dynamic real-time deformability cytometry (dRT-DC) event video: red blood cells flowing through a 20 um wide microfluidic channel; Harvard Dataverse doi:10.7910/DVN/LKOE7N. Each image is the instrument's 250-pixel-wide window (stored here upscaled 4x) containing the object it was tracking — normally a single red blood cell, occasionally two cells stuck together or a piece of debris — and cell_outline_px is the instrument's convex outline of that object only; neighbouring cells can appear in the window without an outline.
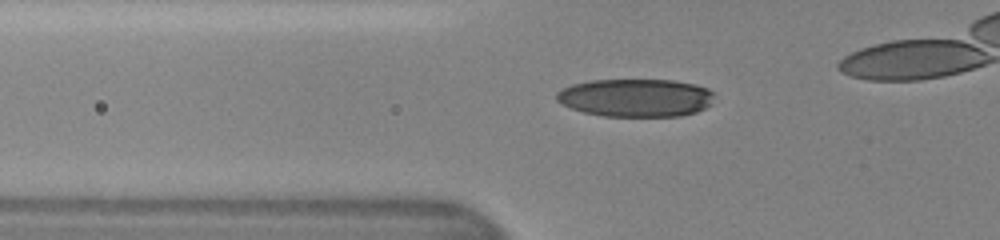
{"species": "human", "species_latin": "Homo sapiens", "temperature_condition": "cold", "stored_images_in_passage": 41, "camera_frame_rate_fps": 3000, "um_per_image_px": 0.085, "donor": {"sex": "female"}, "frame": {"image": 1, "passage_image": 17, "time_ms": 8.0, "image_size_px": [1000, 240], "cell_outline_px": [[716, 92], [712, 104], [696, 112], [680, 116], [604, 116], [584, 112], [572, 108], [556, 100], [556, 92], [560, 88], [572, 84], [592, 80], [672, 80], [696, 84], [708, 88]], "centroid_in_image_um": [54.08, 8.3], "position_along_channel_um": 71.7, "area_um2": 35.2}}
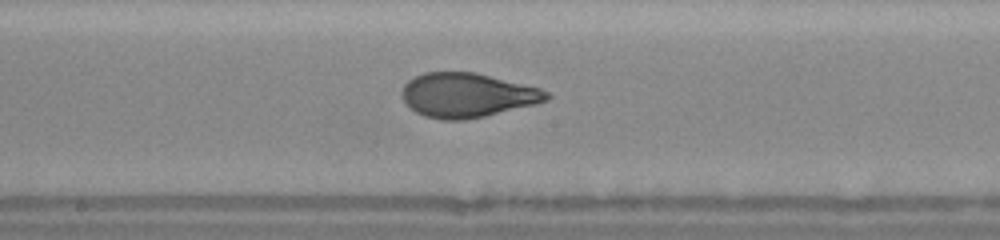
{"frame": {"image": 2, "passage_image": 27, "time_ms": 12.0, "image_size_px": [1000, 240], "cell_outline_px": [[552, 96], [548, 100], [536, 104], [484, 116], [464, 120], [440, 120], [424, 116], [416, 112], [404, 100], [404, 84], [408, 80], [424, 72], [476, 72], [540, 88], [548, 92]], "centroid_in_image_um": [39.75, 8.09], "position_along_channel_um": 208.5, "area_um2": 37.17}}
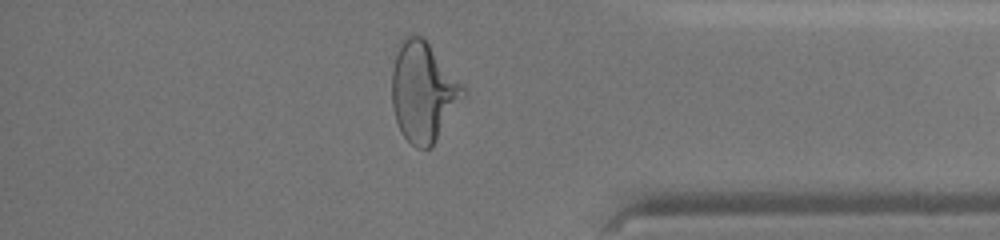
{"frame": {"image": 3, "passage_image": 39, "time_ms": 17.667, "image_size_px": [1000, 240], "cell_outline_px": [[464, 88], [432, 148], [416, 148], [400, 132], [392, 108], [392, 68], [396, 44], [408, 32], [412, 32], [420, 36], [428, 44], [464, 84]], "centroid_in_image_um": [35.88, 7.74], "position_along_channel_um": 399.3, "area_um2": 40.75}}